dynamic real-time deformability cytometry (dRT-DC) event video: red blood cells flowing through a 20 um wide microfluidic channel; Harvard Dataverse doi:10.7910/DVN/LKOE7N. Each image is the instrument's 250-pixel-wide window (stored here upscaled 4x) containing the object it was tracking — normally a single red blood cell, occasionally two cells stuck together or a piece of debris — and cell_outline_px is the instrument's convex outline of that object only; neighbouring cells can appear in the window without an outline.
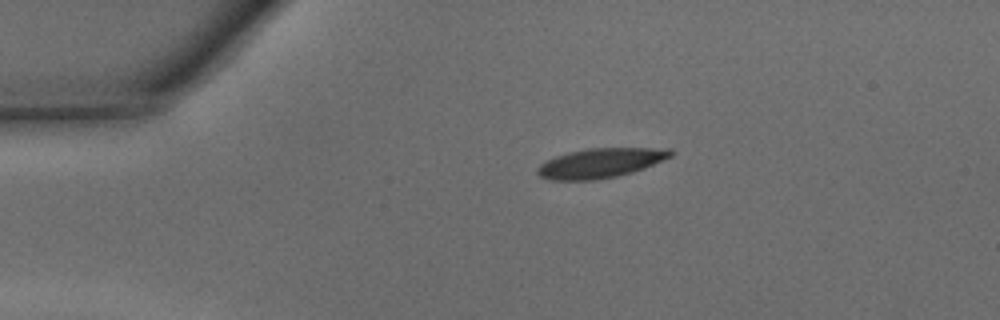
{"species": "common noctule bat (a hibernating species)", "species_latin": "Nyctalus noctula", "temperature_condition": "warm", "stored_images_in_passage": 38, "camera_frame_rate_fps": 3000, "um_per_image_px": 0.085, "animal": {"sex": "male", "body_mass_g": 15.6}, "frame": {"image": 1, "passage_image": 1, "time_ms": 0.0, "image_size_px": [1000, 320], "cell_outline_px": [[676, 152], [672, 156], [644, 168], [632, 172], [616, 176], [592, 180], [548, 180], [540, 176], [536, 172], [536, 168], [540, 164], [556, 156], [568, 152], [588, 148], [668, 148]], "centroid_in_image_um": [51.04, 13.85], "position_along_channel_um": 34.0, "area_um2": 22.95}}
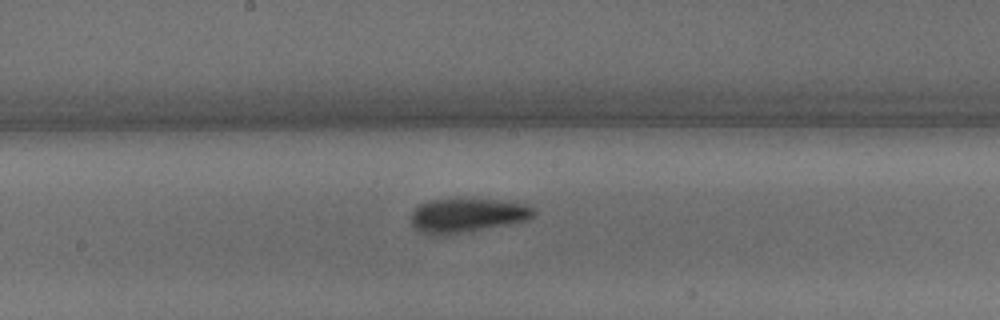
{"frame": {"image": 2, "passage_image": 16, "time_ms": 5.0, "image_size_px": [1000, 320], "cell_outline_px": [[536, 212], [532, 216], [524, 220], [444, 236], [428, 236], [416, 232], [412, 224], [412, 208], [420, 204], [432, 200], [496, 200], [524, 204], [536, 208]], "centroid_in_image_um": [39.6, 18.33], "position_along_channel_um": 208.6, "area_um2": 24.1}}
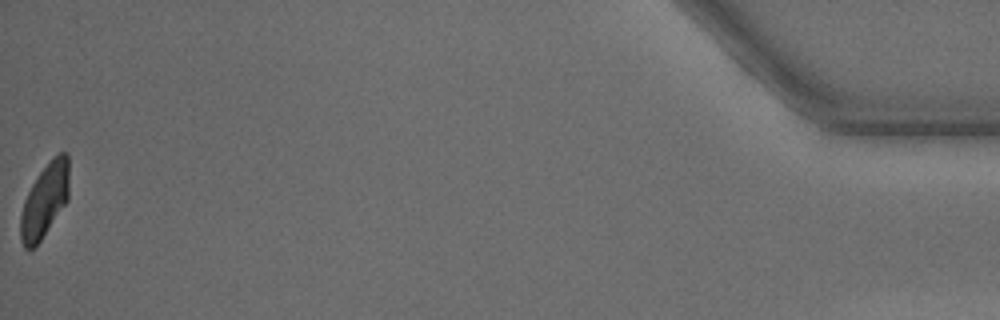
{"frame": {"image": 3, "passage_image": 38, "time_ms": 12.333, "image_size_px": [1000, 320], "cell_outline_px": [[68, 200], [40, 240], [28, 252], [24, 248], [20, 240], [20, 216], [24, 200], [36, 176], [52, 156], [60, 152], [68, 152]], "centroid_in_image_um": [3.78, 17.02], "position_along_channel_um": 431.4, "area_um2": 20.92}, "authors_computed_cell_mechanics": {"area_um2": 23.3223, "velocity_mm_per_s": 4.3498, "shape_relaxation_time_tau1_ms": 2.9566, "shape_relaxation_time_tau2_ms": 1.8336, "deformation_change_tau1": 0.1333, "deformation_change_tau2": 0.0838}}